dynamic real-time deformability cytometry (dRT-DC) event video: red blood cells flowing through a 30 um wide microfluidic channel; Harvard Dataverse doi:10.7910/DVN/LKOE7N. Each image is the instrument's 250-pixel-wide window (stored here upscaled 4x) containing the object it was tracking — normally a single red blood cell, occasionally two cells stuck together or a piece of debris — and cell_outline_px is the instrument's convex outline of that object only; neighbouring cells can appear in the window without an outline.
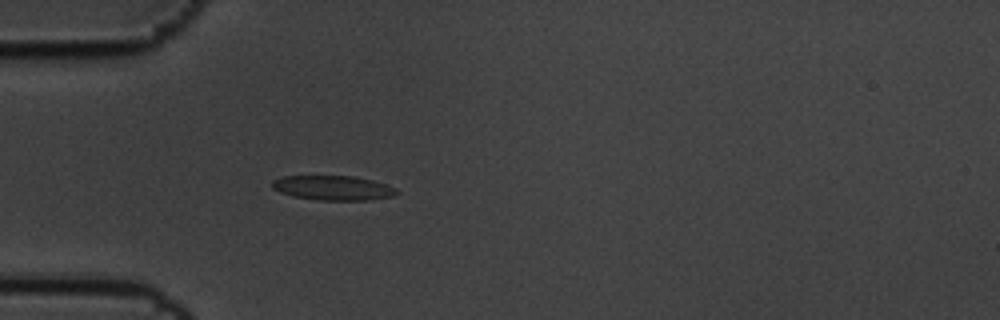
{"species": "common noctule bat (a hibernating species)", "species_latin": "Nyctalus noctula", "temperature_condition": "cold", "stored_images_in_passage": 4, "camera_frame_rate_fps": 3000, "um_per_image_px": 0.085, "animal": {"sex": "male", "body_mass_g": 19.5, "forearm_length_mm": 54.6}, "frame": {"image": 1, "passage_image": 4, "time_ms": 1.0, "image_size_px": [1000, 320], "cell_outline_px": [[400, 192], [392, 196], [368, 200], [320, 200], [296, 196], [280, 192], [272, 188], [272, 180], [284, 176], [352, 176], [372, 180], [396, 188]], "centroid_in_image_um": [28.32, 15.97], "position_along_channel_um": 56.7, "area_um2": 17.63}}